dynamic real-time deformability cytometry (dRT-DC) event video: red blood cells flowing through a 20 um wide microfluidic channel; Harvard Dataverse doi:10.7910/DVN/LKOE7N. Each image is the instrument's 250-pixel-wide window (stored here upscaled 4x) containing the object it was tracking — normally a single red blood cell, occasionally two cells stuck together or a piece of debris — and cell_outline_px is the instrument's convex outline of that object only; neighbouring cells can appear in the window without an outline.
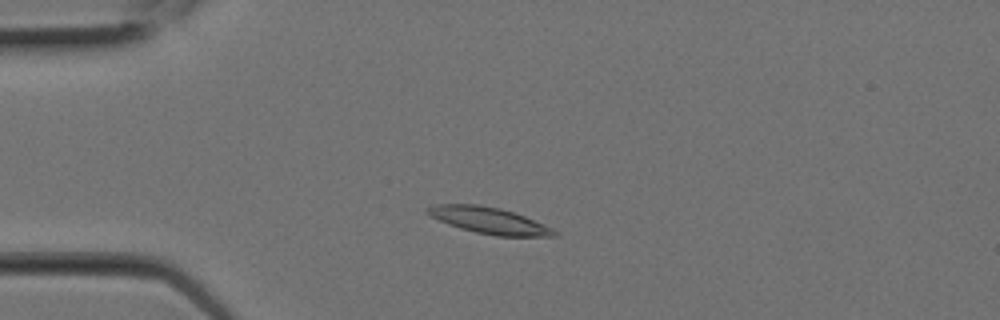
{"species": "Egyptian fruit bat (a non-hibernating species)", "species_latin": "Rousettus aegyptiacus", "temperature_condition": "room temperature", "stored_images_in_passage": 5, "camera_frame_rate_fps": 3000, "um_per_image_px": 0.085, "animal": {"sex": "female"}, "frame": {"image": 1, "passage_image": 4, "time_ms": 1.0, "image_size_px": [1000, 320], "cell_outline_px": [[556, 236], [496, 236], [476, 232], [460, 228], [448, 224], [424, 212], [424, 208], [436, 204], [480, 204], [500, 208], [524, 216], [544, 224], [552, 228], [556, 232]], "centroid_in_image_um": [41.53, 18.73], "position_along_channel_um": 43.5, "area_um2": 19.36}}